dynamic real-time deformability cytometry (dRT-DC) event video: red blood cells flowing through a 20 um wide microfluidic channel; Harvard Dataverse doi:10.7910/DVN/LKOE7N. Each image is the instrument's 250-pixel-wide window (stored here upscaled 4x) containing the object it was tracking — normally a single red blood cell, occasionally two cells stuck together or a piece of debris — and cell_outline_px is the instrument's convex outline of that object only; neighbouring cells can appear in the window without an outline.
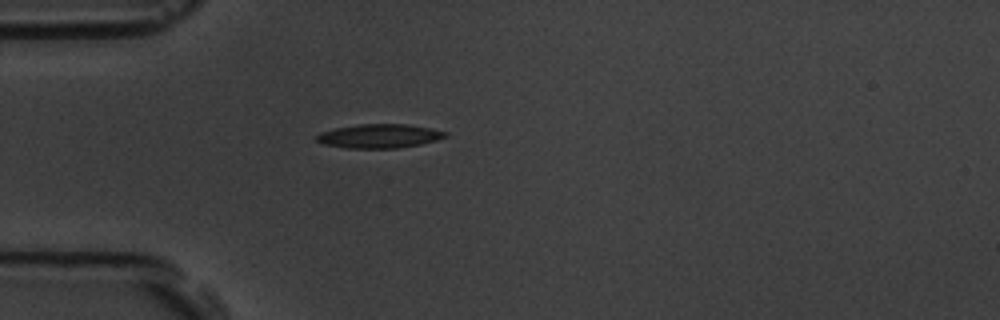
{"species": "common noctule bat (a hibernating species)", "species_latin": "Nyctalus noctula", "temperature_condition": "room temperature", "stored_images_in_passage": 1, "camera_frame_rate_fps": 3000, "um_per_image_px": 0.085, "animal": {"sex": "male", "body_mass_g": 19.5, "forearm_length_mm": 54.6}, "frame": {"image": 1, "passage_image": 1, "time_ms": 0.0, "image_size_px": [1000, 320], "cell_outline_px": [[448, 136], [436, 140], [420, 144], [396, 148], [348, 148], [324, 144], [316, 140], [316, 136], [320, 132], [336, 128], [360, 124], [408, 124], [448, 132]], "centroid_in_image_um": [32.24, 11.56], "position_along_channel_um": 52.8, "area_um2": 17.8}}